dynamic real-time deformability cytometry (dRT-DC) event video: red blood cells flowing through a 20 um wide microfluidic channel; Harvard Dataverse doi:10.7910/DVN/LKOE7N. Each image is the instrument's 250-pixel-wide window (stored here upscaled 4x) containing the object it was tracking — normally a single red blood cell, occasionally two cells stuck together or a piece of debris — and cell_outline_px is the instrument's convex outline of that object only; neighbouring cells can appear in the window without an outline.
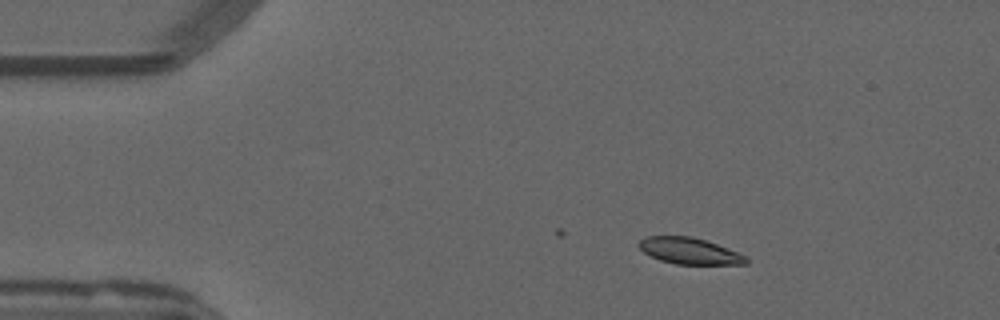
{"species": "common noctule bat (a hibernating species)", "species_latin": "Nyctalus noctula", "temperature_condition": "warm", "stored_images_in_passage": 12, "camera_frame_rate_fps": 3000, "um_per_image_px": 0.085, "animal": {"sex": "male", "forearm_length_mm": 52.5}, "frame": {"image": 1, "passage_image": 1, "time_ms": 0.0, "image_size_px": [1000, 320], "cell_outline_px": [[748, 264], [676, 264], [660, 260], [644, 252], [636, 244], [644, 236], [692, 236], [716, 244], [748, 256]], "centroid_in_image_um": [58.6, 21.33], "position_along_channel_um": 26.4, "area_um2": 16.42}}
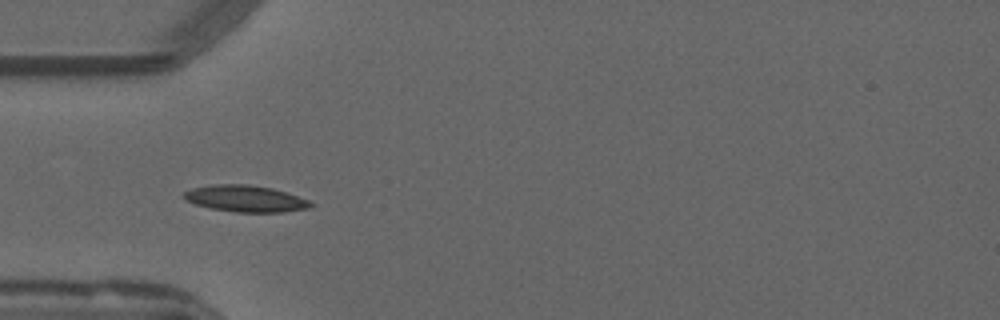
{"frame": {"image": 2, "passage_image": 9, "time_ms": 2.667, "image_size_px": [1000, 320], "cell_outline_px": [[312, 204], [308, 208], [284, 212], [236, 212], [212, 208], [196, 204], [184, 200], [184, 192], [192, 188], [212, 184], [248, 184], [272, 188], [288, 192], [308, 200]], "centroid_in_image_um": [20.86, 16.87], "position_along_channel_um": 64.1, "area_um2": 19.54}}